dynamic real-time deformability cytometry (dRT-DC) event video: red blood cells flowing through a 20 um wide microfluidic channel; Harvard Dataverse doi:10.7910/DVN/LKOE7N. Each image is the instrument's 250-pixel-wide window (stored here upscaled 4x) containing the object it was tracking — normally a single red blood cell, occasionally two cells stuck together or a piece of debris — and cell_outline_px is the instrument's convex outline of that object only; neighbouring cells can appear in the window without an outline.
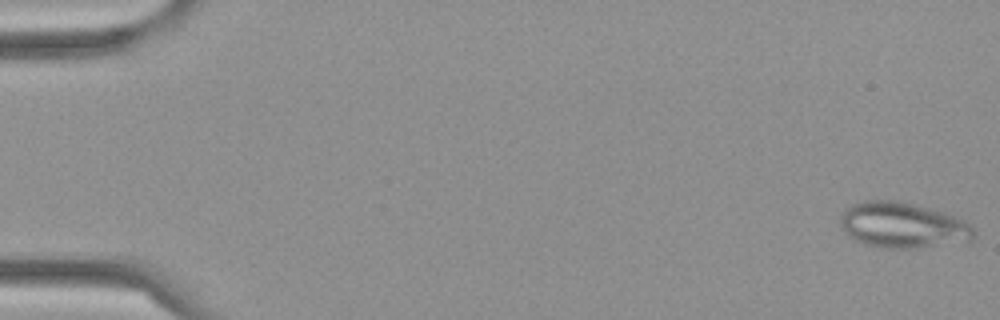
{"species": "Egyptian fruit bat (a non-hibernating species)", "species_latin": "Rousettus aegyptiacus", "temperature_condition": "cold", "stored_images_in_passage": 59, "camera_frame_rate_fps": 3000, "um_per_image_px": 0.085, "frame": {"image": 1, "passage_image": 1, "time_ms": 0.0, "image_size_px": [1000, 320], "cell_outline_px": [[972, 240], [916, 248], [888, 248], [864, 244], [856, 240], [840, 224], [840, 216], [852, 204], [864, 200], [896, 200], [912, 204], [940, 212], [964, 220], [972, 228]], "centroid_in_image_um": [76.69, 19.14], "position_along_channel_um": 8.3, "area_um2": 34.56}}
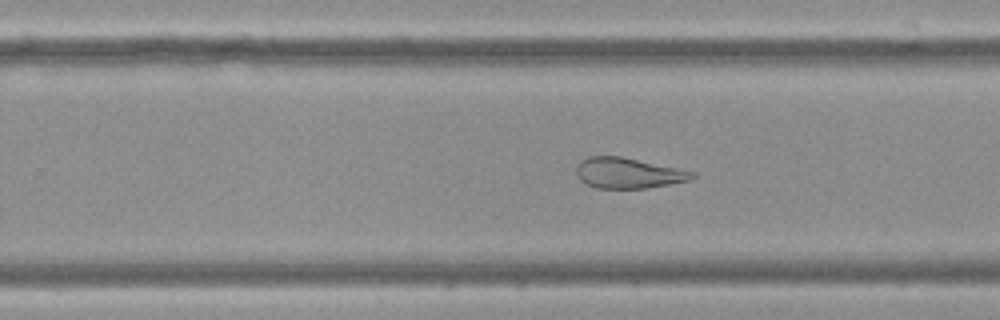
{"frame": {"image": 2, "passage_image": 37, "time_ms": 12.0, "image_size_px": [1000, 320], "cell_outline_px": [[696, 176], [688, 180], [648, 188], [596, 188], [580, 180], [576, 176], [576, 168], [580, 160], [588, 156], [620, 156], [696, 172]], "centroid_in_image_um": [53.36, 14.7], "position_along_channel_um": 276.4, "area_um2": 20.52}}
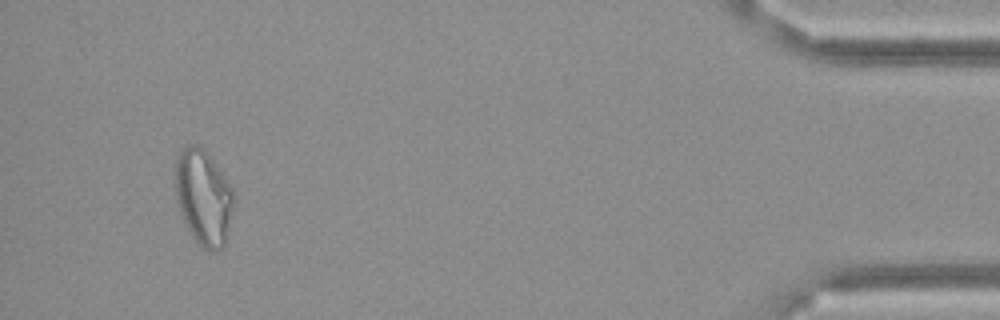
{"frame": {"image": 3, "passage_image": 55, "time_ms": 18.0, "image_size_px": [1000, 320], "cell_outline_px": [[236, 196], [228, 240], [216, 252], [208, 252], [196, 240], [188, 228], [184, 220], [176, 196], [176, 156], [180, 148], [188, 144], [196, 144], [208, 152], [232, 188]], "centroid_in_image_um": [17.34, 16.76], "position_along_channel_um": 417.9, "area_um2": 32.83}, "authors_computed_cell_mechanics": {"area_um2": 28.611, "velocity_mm_per_s": 3.4925, "shape_relaxation_time_tau1_ms": null, "shape_relaxation_time_tau2_ms": 4.5819, "deformation_change_tau1": null, "deformation_change_tau2": 0.1165}}